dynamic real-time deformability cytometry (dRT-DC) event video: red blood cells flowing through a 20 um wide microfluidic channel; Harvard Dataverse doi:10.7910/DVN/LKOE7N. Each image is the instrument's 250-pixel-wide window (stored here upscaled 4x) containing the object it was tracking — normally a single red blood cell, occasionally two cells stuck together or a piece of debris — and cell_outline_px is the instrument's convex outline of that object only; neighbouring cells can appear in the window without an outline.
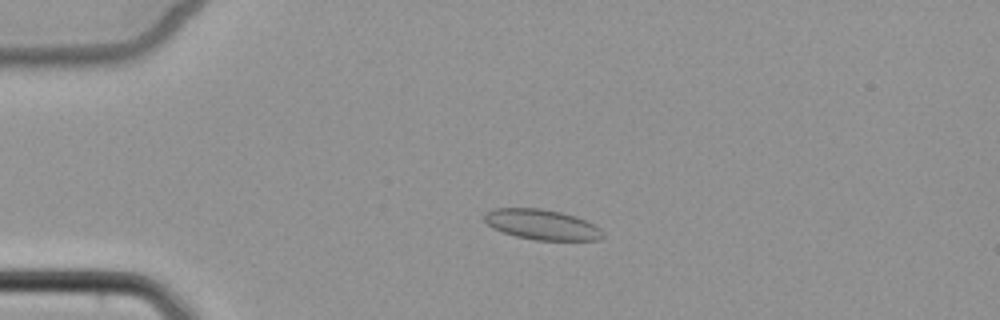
{"species": "common noctule bat (a hibernating species)", "species_latin": "Nyctalus noctula", "temperature_condition": "cold", "stored_images_in_passage": 4, "camera_frame_rate_fps": 3000, "um_per_image_px": 0.085, "animal": {"sex": "female", "body_mass_g": 22.7, "forearm_length_mm": 54.2}, "frame": {"image": 1, "passage_image": 3, "time_ms": 2.333, "image_size_px": [1000, 320], "cell_outline_px": [[604, 236], [596, 240], [536, 240], [516, 236], [492, 228], [484, 220], [484, 212], [492, 208], [540, 208], [560, 212], [576, 216], [600, 228], [604, 232]], "centroid_in_image_um": [46.03, 19.08], "position_along_channel_um": 39.0, "area_um2": 20.87}}